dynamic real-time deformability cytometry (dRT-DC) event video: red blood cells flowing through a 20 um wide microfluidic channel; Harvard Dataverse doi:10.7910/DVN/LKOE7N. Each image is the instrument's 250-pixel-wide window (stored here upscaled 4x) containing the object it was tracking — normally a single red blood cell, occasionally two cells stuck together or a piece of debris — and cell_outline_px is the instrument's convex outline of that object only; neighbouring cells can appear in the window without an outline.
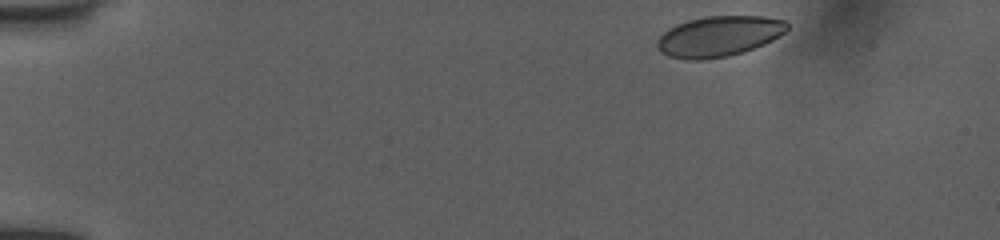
{"species": "human", "species_latin": "Homo sapiens", "temperature_condition": "room temperature", "stored_images_in_passage": 42, "camera_frame_rate_fps": 3000, "um_per_image_px": 0.085, "donor": {"sex": "female"}, "frame": {"image": 1, "passage_image": 1, "time_ms": 0.0, "image_size_px": [1000, 240], "cell_outline_px": [[788, 28], [780, 36], [764, 44], [744, 52], [728, 56], [704, 60], [684, 60], [668, 56], [660, 52], [656, 48], [656, 40], [668, 28], [676, 24], [688, 20], [704, 16], [764, 16], [784, 20], [788, 24]], "centroid_in_image_um": [61.07, 3.09], "position_along_channel_um": 23.9, "area_um2": 31.04}}
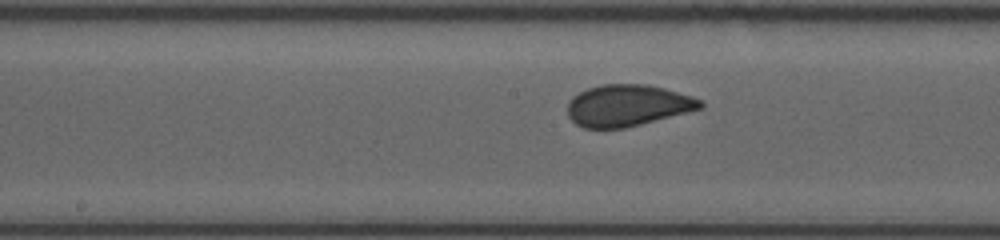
{"frame": {"image": 2, "passage_image": 18, "time_ms": 7.0, "image_size_px": [1000, 240], "cell_outline_px": [[704, 108], [624, 128], [584, 128], [576, 124], [568, 116], [568, 100], [572, 96], [588, 88], [600, 84], [648, 84], [664, 88], [692, 96], [704, 100]], "centroid_in_image_um": [53.36, 8.95], "position_along_channel_um": 194.8, "area_um2": 32.31}}
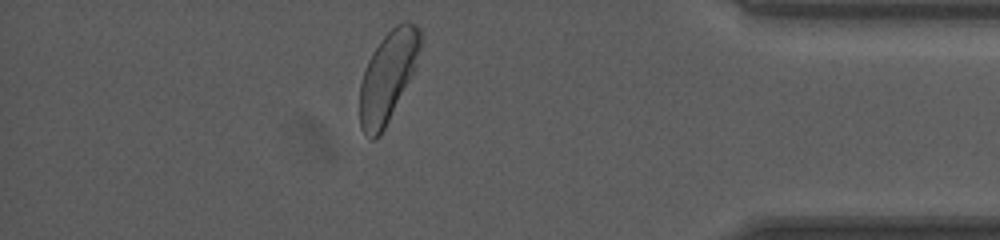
{"frame": {"image": 3, "passage_image": 36, "time_ms": 13.0, "image_size_px": [1000, 240], "cell_outline_px": [[420, 48], [416, 68], [380, 136], [372, 140], [360, 128], [360, 84], [368, 60], [372, 52], [380, 40], [396, 24], [404, 20], [416, 24], [420, 28]], "centroid_in_image_um": [32.97, 6.48], "position_along_channel_um": 402.2, "area_um2": 31.73}, "authors_computed_cell_mechanics": {"area_um2": 31.9056, "velocity_mm_per_s": 3.9491, "shape_relaxation_time_tau1_ms": 5.1464, "shape_relaxation_time_tau2_ms": null, "deformation_change_tau1": 0.1021, "deformation_change_tau2": null}}